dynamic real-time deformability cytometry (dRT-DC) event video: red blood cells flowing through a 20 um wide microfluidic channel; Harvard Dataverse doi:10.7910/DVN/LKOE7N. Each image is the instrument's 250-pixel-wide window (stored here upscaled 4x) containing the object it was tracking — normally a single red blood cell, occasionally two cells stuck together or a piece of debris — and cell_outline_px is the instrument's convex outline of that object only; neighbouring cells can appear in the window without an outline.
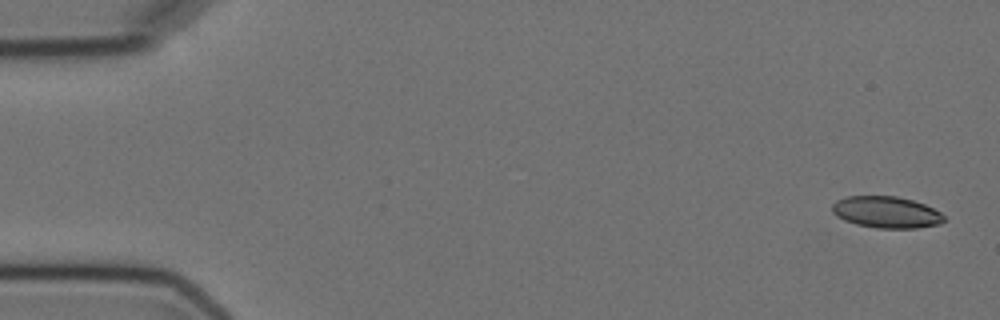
{"species": "Egyptian fruit bat (a non-hibernating species)", "species_latin": "Rousettus aegyptiacus", "temperature_condition": "cold", "stored_images_in_passage": 8, "camera_frame_rate_fps": 3000, "um_per_image_px": 0.085, "animal": {"sex": "female"}, "frame": {"image": 1, "passage_image": 1, "time_ms": 0.0, "image_size_px": [1000, 320], "cell_outline_px": [[944, 220], [940, 224], [916, 228], [876, 228], [856, 224], [844, 220], [836, 216], [832, 212], [832, 204], [836, 200], [848, 196], [896, 196], [912, 200], [924, 204], [940, 212], [944, 216]], "centroid_in_image_um": [75.31, 18.04], "position_along_channel_um": 9.7, "area_um2": 20.58}}
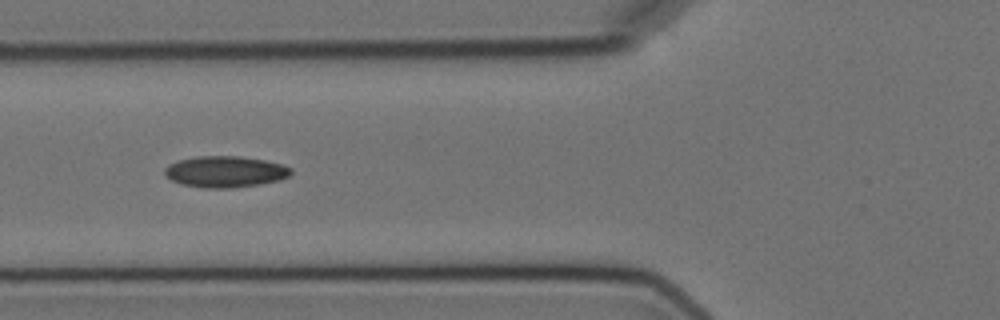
{"frame": {"image": 2, "passage_image": 6, "time_ms": 6.333, "image_size_px": [1000, 320], "cell_outline_px": [[292, 172], [288, 176], [280, 180], [260, 184], [232, 188], [204, 188], [180, 184], [164, 176], [164, 168], [168, 164], [180, 160], [196, 156], [240, 156], [264, 160], [280, 164], [292, 168]], "centroid_in_image_um": [19.11, 14.6], "position_along_channel_um": 106.7, "area_um2": 23.12}}
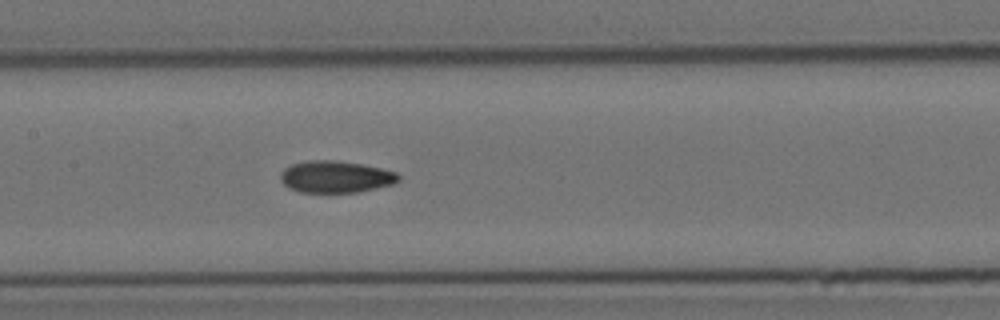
{"frame": {"image": 3, "passage_image": 8, "time_ms": 8.333, "image_size_px": [1000, 320], "cell_outline_px": [[400, 180], [392, 184], [376, 188], [356, 192], [300, 192], [288, 188], [280, 180], [280, 172], [284, 168], [292, 164], [308, 160], [332, 160], [360, 164], [380, 168], [396, 172], [400, 176]], "centroid_in_image_um": [28.5, 15.03], "position_along_channel_um": 178.9, "area_um2": 21.85}}